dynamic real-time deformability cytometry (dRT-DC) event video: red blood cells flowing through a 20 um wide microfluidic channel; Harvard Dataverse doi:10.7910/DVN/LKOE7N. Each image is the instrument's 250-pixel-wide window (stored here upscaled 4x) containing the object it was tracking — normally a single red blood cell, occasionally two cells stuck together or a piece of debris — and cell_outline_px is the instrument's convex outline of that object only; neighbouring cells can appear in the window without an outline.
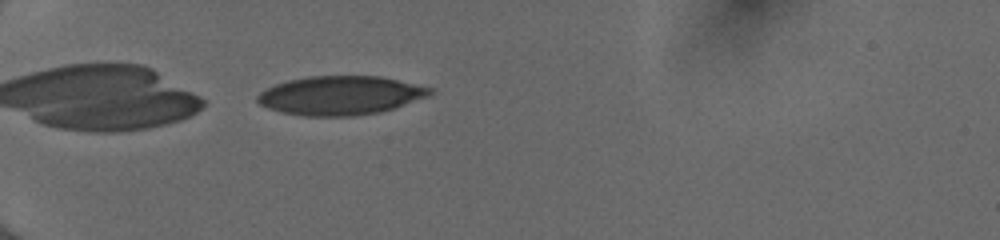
{"species": "human", "species_latin": "Homo sapiens", "temperature_condition": "cold", "stored_images_in_passage": 36, "camera_frame_rate_fps": 3000, "um_per_image_px": 0.085, "donor": {"sex": "female"}, "frame": {"image": 1, "passage_image": 1, "time_ms": 0.0, "image_size_px": [1000, 240], "cell_outline_px": [[436, 92], [428, 96], [380, 112], [352, 116], [304, 116], [280, 112], [268, 108], [260, 104], [256, 100], [256, 96], [260, 92], [276, 84], [288, 80], [308, 76], [380, 76], [432, 88]], "centroid_in_image_um": [28.91, 8.11], "position_along_channel_um": 56.1, "area_um2": 38.96}}
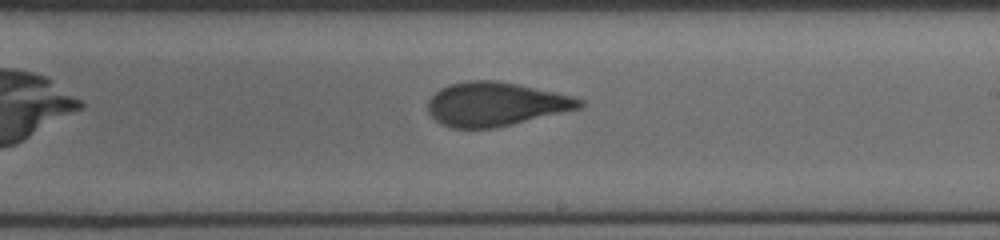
{"frame": {"image": 2, "passage_image": 17, "time_ms": 5.333, "image_size_px": [1000, 240], "cell_outline_px": [[584, 104], [580, 108], [496, 128], [452, 128], [440, 124], [428, 112], [428, 100], [440, 88], [448, 84], [468, 80], [496, 80], [556, 92], [572, 96], [584, 100]], "centroid_in_image_um": [42.1, 8.85], "position_along_channel_um": 246.9, "area_um2": 38.73}}
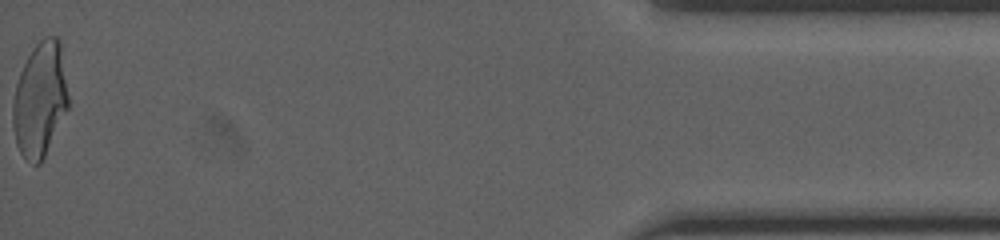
{"frame": {"image": 3, "passage_image": 36, "time_ms": 11.667, "image_size_px": [1000, 240], "cell_outline_px": [[68, 108], [40, 164], [32, 164], [24, 160], [16, 144], [12, 124], [12, 104], [16, 84], [20, 72], [32, 48], [44, 36], [56, 36], [60, 40], [68, 96]], "centroid_in_image_um": [3.38, 8.47], "position_along_channel_um": 431.8, "area_um2": 37.05}, "authors_computed_cell_mechanics": {"area_um2": 38.6971, "velocity_mm_per_s": 4.0495, "shape_relaxation_time_tau1_ms": 5.3316, "shape_relaxation_time_tau2_ms": 0.9958, "deformation_change_tau1": 0.1648, "deformation_change_tau2": 0.0711}}